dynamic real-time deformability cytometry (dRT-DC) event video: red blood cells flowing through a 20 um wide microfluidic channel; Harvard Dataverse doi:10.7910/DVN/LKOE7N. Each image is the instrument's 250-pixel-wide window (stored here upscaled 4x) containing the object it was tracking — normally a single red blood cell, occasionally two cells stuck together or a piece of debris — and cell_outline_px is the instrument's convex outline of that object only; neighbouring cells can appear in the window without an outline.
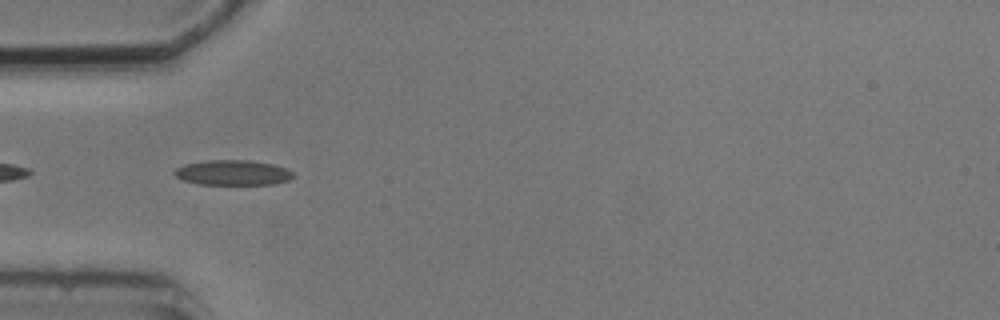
{"species": "common noctule bat (a hibernating species)", "species_latin": "Nyctalus noctula", "temperature_condition": "cold", "stored_images_in_passage": 7, "camera_frame_rate_fps": 3000, "um_per_image_px": 0.085, "animal": {"sex": "male", "body_mass_g": 20.5, "forearm_length_mm": 52.5}, "frame": {"image": 1, "passage_image": 3, "time_ms": 2.333, "image_size_px": [1000, 320], "cell_outline_px": [[292, 176], [288, 180], [272, 184], [196, 184], [184, 180], [176, 176], [172, 172], [176, 168], [184, 164], [208, 160], [248, 160], [272, 164], [284, 168], [292, 172]], "centroid_in_image_um": [19.73, 14.67], "position_along_channel_um": 65.3, "area_um2": 17.17}}
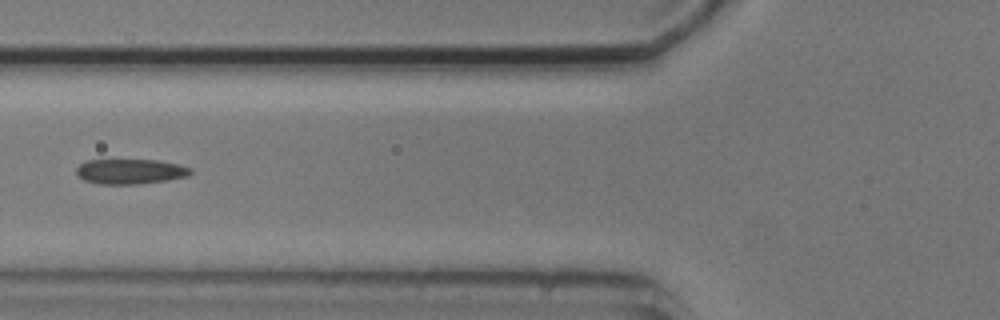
{"frame": {"image": 2, "passage_image": 4, "time_ms": 3.667, "image_size_px": [1000, 320], "cell_outline_px": [[192, 172], [188, 176], [168, 180], [136, 184], [96, 184], [84, 180], [76, 172], [76, 168], [80, 164], [88, 160], [156, 160], [180, 164], [192, 168]], "centroid_in_image_um": [11.1, 14.57], "position_along_channel_um": 114.7, "area_um2": 16.7}}
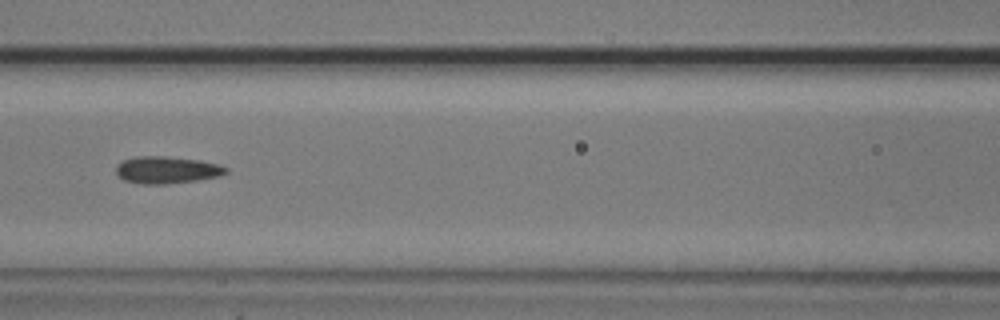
{"frame": {"image": 3, "passage_image": 5, "time_ms": 4.667, "image_size_px": [1000, 320], "cell_outline_px": [[228, 172], [220, 176], [196, 180], [168, 184], [144, 184], [124, 180], [116, 172], [116, 164], [124, 160], [136, 156], [164, 156], [200, 160], [220, 164], [228, 168]], "centroid_in_image_um": [14.2, 14.44], "position_along_channel_um": 152.4, "area_um2": 17.4}}